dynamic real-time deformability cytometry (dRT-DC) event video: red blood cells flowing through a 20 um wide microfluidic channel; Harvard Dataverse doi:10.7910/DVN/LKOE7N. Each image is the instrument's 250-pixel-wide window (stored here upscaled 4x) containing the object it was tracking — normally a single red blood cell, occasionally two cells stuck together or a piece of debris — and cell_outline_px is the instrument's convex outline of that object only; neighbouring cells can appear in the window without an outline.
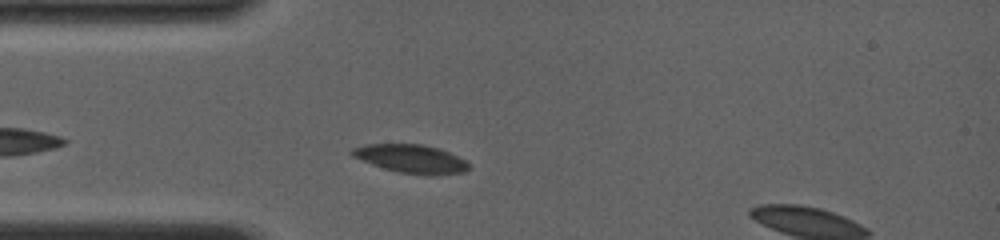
{"species": "common noctule bat (a hibernating species)", "species_latin": "Nyctalus noctula", "temperature_condition": "room temperature", "stored_images_in_passage": 25, "camera_frame_rate_fps": 4000, "um_per_image_px": 0.085, "animal": {"sex": "female", "body_mass_g": 19.0, "forearm_length_mm": 56.7}, "frame": {"image": 1, "passage_image": 4, "time_ms": 1.25, "image_size_px": [1000, 240], "cell_outline_px": [[468, 168], [464, 172], [436, 176], [428, 176], [400, 172], [384, 168], [372, 164], [352, 156], [348, 152], [352, 148], [364, 144], [420, 144], [440, 148], [464, 160], [468, 164]], "centroid_in_image_um": [34.92, 13.5], "position_along_channel_um": 50.1, "area_um2": 19.36}}
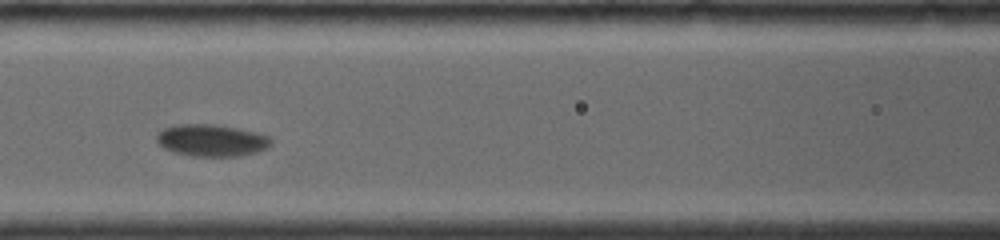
{"frame": {"image": 2, "passage_image": 10, "time_ms": 4.0, "image_size_px": [1000, 240], "cell_outline_px": [[272, 144], [256, 152], [240, 156], [192, 156], [172, 152], [164, 148], [156, 140], [156, 136], [164, 128], [176, 124], [216, 124], [256, 132], [268, 136], [272, 140]], "centroid_in_image_um": [17.96, 11.93], "position_along_channel_um": 148.6, "area_um2": 21.27}}
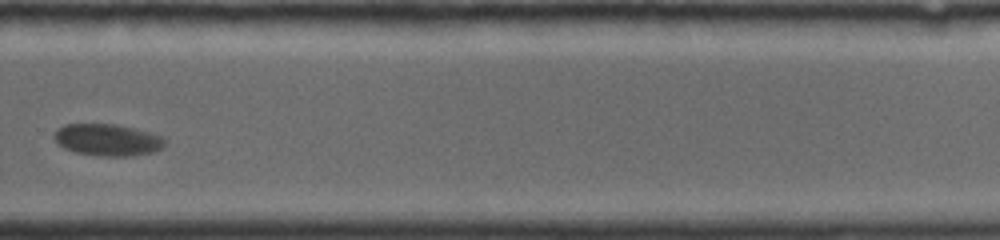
{"frame": {"image": 3, "passage_image": 20, "time_ms": 8.5, "image_size_px": [1000, 240], "cell_outline_px": [[164, 144], [160, 148], [152, 152], [128, 156], [96, 156], [76, 152], [64, 148], [56, 140], [56, 132], [64, 124], [116, 124], [152, 132], [164, 136]], "centroid_in_image_um": [9.18, 11.88], "position_along_channel_um": 320.6, "area_um2": 20.35}, "authors_computed_cell_mechanics": {"area_um2": 20.7502, "velocity_mm_per_s": 3.8222, "shape_relaxation_time_tau1_ms": 0.808, "shape_relaxation_time_tau2_ms": null, "deformation_change_tau1": 0.0507, "deformation_change_tau2": null}}